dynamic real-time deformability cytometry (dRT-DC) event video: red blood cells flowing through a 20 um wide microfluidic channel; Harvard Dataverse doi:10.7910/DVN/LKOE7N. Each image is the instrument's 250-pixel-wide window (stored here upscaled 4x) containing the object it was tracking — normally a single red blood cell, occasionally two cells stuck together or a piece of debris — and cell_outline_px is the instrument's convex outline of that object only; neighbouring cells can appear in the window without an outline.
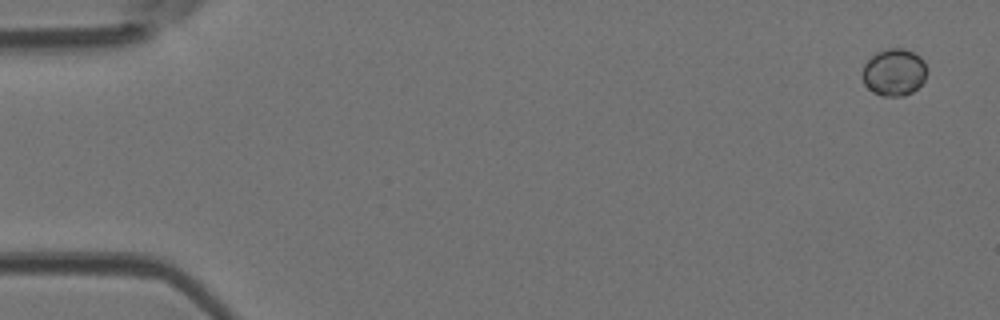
{"species": "Egyptian fruit bat (a non-hibernating species)", "species_latin": "Rousettus aegyptiacus", "temperature_condition": "room temperature", "stored_images_in_passage": 8, "camera_frame_rate_fps": 3000, "um_per_image_px": 0.085, "animal": {"sex": "female"}, "frame": {"image": 1, "passage_image": 1, "time_ms": 0.0, "image_size_px": [1000, 320], "cell_outline_px": [[928, 72], [924, 80], [912, 92], [904, 96], [880, 96], [872, 92], [864, 84], [864, 64], [876, 52], [888, 48], [900, 48], [912, 52], [920, 56], [924, 60]], "centroid_in_image_um": [76.02, 6.15], "position_along_channel_um": 9.0, "area_um2": 17.69}}
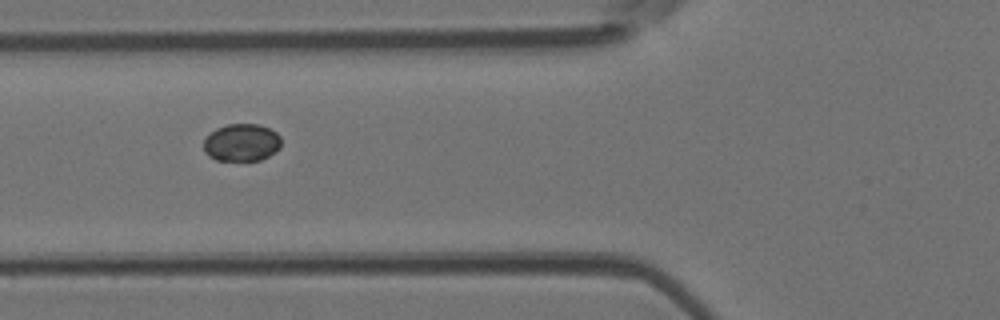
{"frame": {"image": 2, "passage_image": 6, "time_ms": 1.667, "image_size_px": [1000, 320], "cell_outline_px": [[280, 148], [268, 156], [260, 160], [216, 160], [208, 156], [204, 152], [204, 140], [216, 128], [228, 124], [260, 124], [276, 132], [280, 136]], "centroid_in_image_um": [20.54, 12.11], "position_along_channel_um": 105.3, "area_um2": 16.88}}
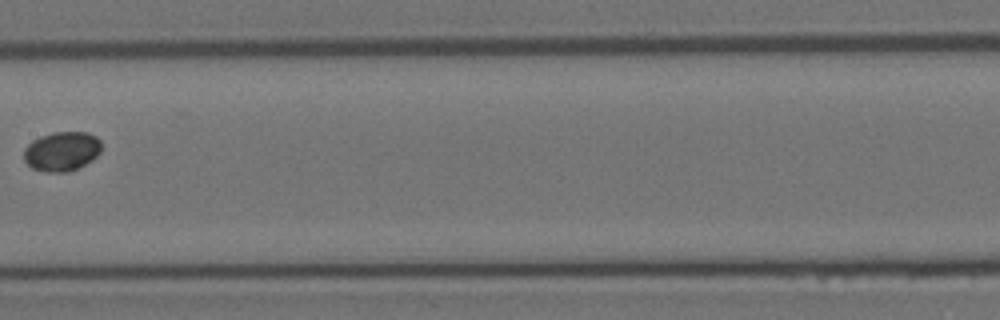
{"frame": {"image": 3, "passage_image": 8, "time_ms": 2.333, "image_size_px": [1000, 320], "cell_outline_px": [[100, 152], [92, 160], [68, 172], [48, 172], [32, 168], [24, 160], [24, 148], [32, 140], [40, 136], [52, 132], [88, 132], [96, 136], [100, 140]], "centroid_in_image_um": [5.24, 12.85], "position_along_channel_um": 202.2, "area_um2": 17.8}}